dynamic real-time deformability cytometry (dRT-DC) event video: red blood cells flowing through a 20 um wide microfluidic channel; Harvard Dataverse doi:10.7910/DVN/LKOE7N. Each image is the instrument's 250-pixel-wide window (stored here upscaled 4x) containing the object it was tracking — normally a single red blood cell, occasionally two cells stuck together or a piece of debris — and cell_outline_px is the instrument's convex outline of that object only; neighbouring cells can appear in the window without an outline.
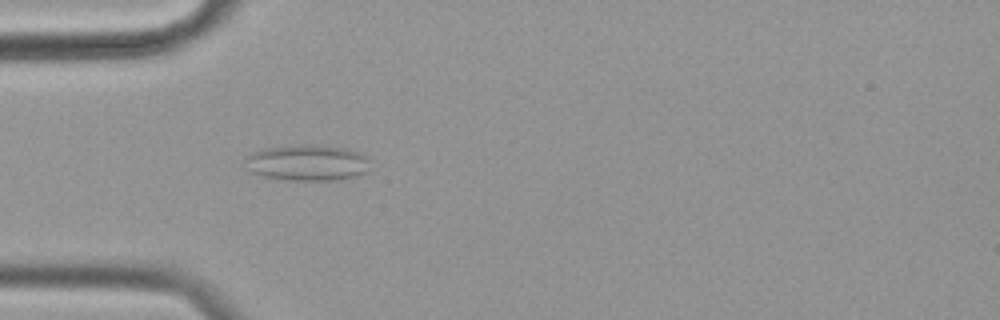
{"species": "common noctule bat (a hibernating species)", "species_latin": "Nyctalus noctula", "temperature_condition": "cold", "stored_images_in_passage": 45, "camera_frame_rate_fps": 3000, "um_per_image_px": 0.085, "animal": {"sex": "female", "body_mass_g": 19.9}, "frame": {"image": 1, "passage_image": 5, "time_ms": 1.333, "image_size_px": [1000, 320], "cell_outline_px": [[368, 160], [364, 172], [356, 176], [336, 180], [288, 180], [264, 176], [252, 172], [248, 168], [248, 156], [252, 152], [264, 148], [300, 144], [324, 144], [344, 148], [368, 156]], "centroid_in_image_um": [26.13, 13.81], "position_along_channel_um": 58.9, "area_um2": 26.01}}
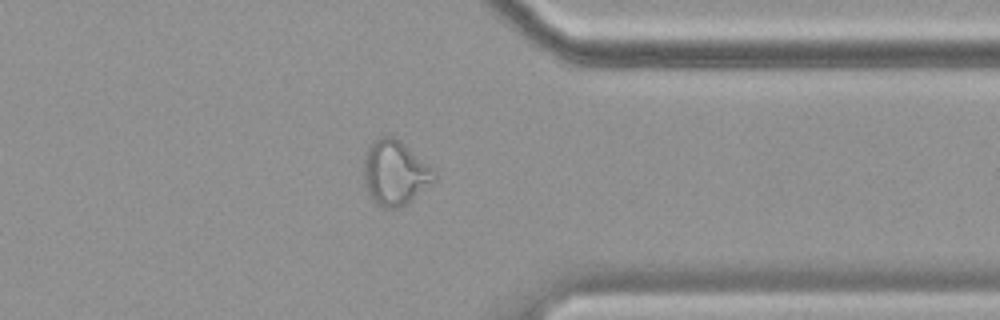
{"frame": {"image": 2, "passage_image": 33, "time_ms": 10.667, "image_size_px": [1000, 320], "cell_outline_px": [[436, 180], [400, 208], [384, 208], [372, 200], [368, 196], [364, 184], [364, 160], [368, 148], [380, 136], [392, 136], [400, 140], [432, 168], [436, 176]], "centroid_in_image_um": [33.55, 14.71], "position_along_channel_um": 377.8, "area_um2": 26.3}}
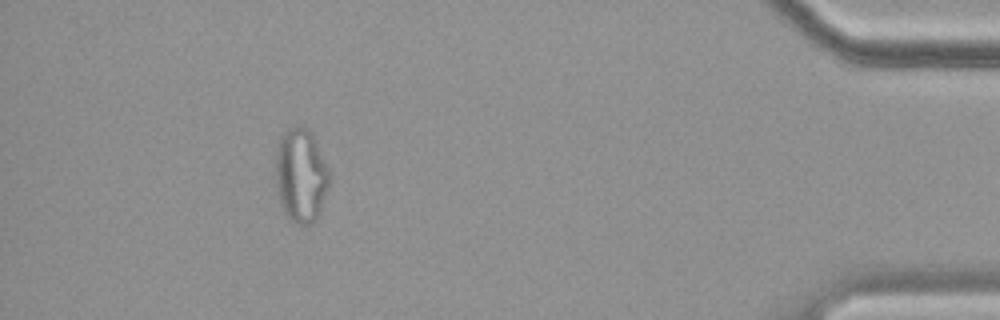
{"frame": {"image": 3, "passage_image": 40, "time_ms": 13.0, "image_size_px": [1000, 320], "cell_outline_px": [[328, 184], [320, 212], [316, 220], [312, 224], [296, 224], [288, 220], [280, 204], [276, 180], [276, 152], [280, 136], [288, 128], [296, 124], [304, 124], [312, 132], [316, 140], [328, 168]], "centroid_in_image_um": [25.56, 14.88], "position_along_channel_um": 409.6, "area_um2": 29.71}, "authors_computed_cell_mechanics": {"area_um2": 23.0044, "velocity_mm_per_s": 3.5248, "shape_relaxation_time_tau1_ms": null, "shape_relaxation_time_tau2_ms": 1.7806, "deformation_change_tau1": null, "deformation_change_tau2": 0.1018}}